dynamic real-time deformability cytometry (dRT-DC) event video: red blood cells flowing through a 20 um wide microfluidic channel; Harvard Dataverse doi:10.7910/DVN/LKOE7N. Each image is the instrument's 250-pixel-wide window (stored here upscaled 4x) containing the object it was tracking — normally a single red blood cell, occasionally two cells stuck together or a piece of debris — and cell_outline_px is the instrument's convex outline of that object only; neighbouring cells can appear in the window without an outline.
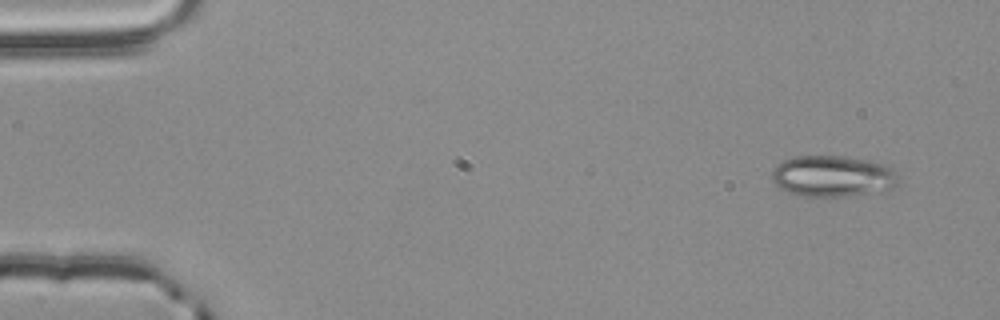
{"species": "common noctule bat (a hibernating species)", "species_latin": "Nyctalus noctula", "temperature_condition": "room temperature", "stored_images_in_passage": 4, "camera_frame_rate_fps": 3000, "um_per_image_px": 0.085, "animal": {"sex": "male", "body_mass_g": 20.4}, "frame": {"image": 1, "passage_image": 1, "time_ms": 0.0, "image_size_px": [1000, 320], "cell_outline_px": [[900, 172], [896, 184], [892, 188], [852, 196], [800, 196], [788, 192], [780, 188], [772, 180], [772, 172], [776, 164], [784, 160], [796, 156], [840, 156], [872, 160], [888, 164]], "centroid_in_image_um": [70.82, 14.96], "position_along_channel_um": 14.2, "area_um2": 30.75}}